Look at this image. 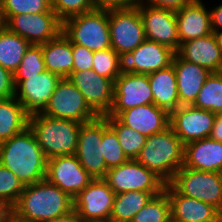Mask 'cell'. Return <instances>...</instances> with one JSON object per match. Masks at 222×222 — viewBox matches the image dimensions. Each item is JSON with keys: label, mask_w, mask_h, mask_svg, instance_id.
<instances>
[{"label": "cell", "mask_w": 222, "mask_h": 222, "mask_svg": "<svg viewBox=\"0 0 222 222\" xmlns=\"http://www.w3.org/2000/svg\"><path fill=\"white\" fill-rule=\"evenodd\" d=\"M0 164L24 186L46 179L47 158L29 127L0 143Z\"/></svg>", "instance_id": "1"}, {"label": "cell", "mask_w": 222, "mask_h": 222, "mask_svg": "<svg viewBox=\"0 0 222 222\" xmlns=\"http://www.w3.org/2000/svg\"><path fill=\"white\" fill-rule=\"evenodd\" d=\"M73 209V198L44 179L24 186L13 214L31 222H49Z\"/></svg>", "instance_id": "2"}, {"label": "cell", "mask_w": 222, "mask_h": 222, "mask_svg": "<svg viewBox=\"0 0 222 222\" xmlns=\"http://www.w3.org/2000/svg\"><path fill=\"white\" fill-rule=\"evenodd\" d=\"M81 124L41 113L30 115L28 120V127L47 159L75 154Z\"/></svg>", "instance_id": "3"}, {"label": "cell", "mask_w": 222, "mask_h": 222, "mask_svg": "<svg viewBox=\"0 0 222 222\" xmlns=\"http://www.w3.org/2000/svg\"><path fill=\"white\" fill-rule=\"evenodd\" d=\"M184 152L185 145L169 126L146 138L136 160L168 183L183 166Z\"/></svg>", "instance_id": "4"}, {"label": "cell", "mask_w": 222, "mask_h": 222, "mask_svg": "<svg viewBox=\"0 0 222 222\" xmlns=\"http://www.w3.org/2000/svg\"><path fill=\"white\" fill-rule=\"evenodd\" d=\"M62 32L72 43L93 52L111 48L109 8H96L64 20Z\"/></svg>", "instance_id": "5"}, {"label": "cell", "mask_w": 222, "mask_h": 222, "mask_svg": "<svg viewBox=\"0 0 222 222\" xmlns=\"http://www.w3.org/2000/svg\"><path fill=\"white\" fill-rule=\"evenodd\" d=\"M168 183L179 194L210 204L222 213V173L182 166Z\"/></svg>", "instance_id": "6"}, {"label": "cell", "mask_w": 222, "mask_h": 222, "mask_svg": "<svg viewBox=\"0 0 222 222\" xmlns=\"http://www.w3.org/2000/svg\"><path fill=\"white\" fill-rule=\"evenodd\" d=\"M115 194L127 191L162 192L166 182L136 159L107 170L103 178Z\"/></svg>", "instance_id": "7"}, {"label": "cell", "mask_w": 222, "mask_h": 222, "mask_svg": "<svg viewBox=\"0 0 222 222\" xmlns=\"http://www.w3.org/2000/svg\"><path fill=\"white\" fill-rule=\"evenodd\" d=\"M111 48L118 54L132 52L146 40L137 6L109 8Z\"/></svg>", "instance_id": "8"}, {"label": "cell", "mask_w": 222, "mask_h": 222, "mask_svg": "<svg viewBox=\"0 0 222 222\" xmlns=\"http://www.w3.org/2000/svg\"><path fill=\"white\" fill-rule=\"evenodd\" d=\"M41 114L80 123L89 122L98 117L89 107L82 93L68 78L60 79Z\"/></svg>", "instance_id": "9"}, {"label": "cell", "mask_w": 222, "mask_h": 222, "mask_svg": "<svg viewBox=\"0 0 222 222\" xmlns=\"http://www.w3.org/2000/svg\"><path fill=\"white\" fill-rule=\"evenodd\" d=\"M2 20L9 31L23 37L30 44H44L62 32V21L52 8L48 12L13 15L2 17Z\"/></svg>", "instance_id": "10"}, {"label": "cell", "mask_w": 222, "mask_h": 222, "mask_svg": "<svg viewBox=\"0 0 222 222\" xmlns=\"http://www.w3.org/2000/svg\"><path fill=\"white\" fill-rule=\"evenodd\" d=\"M175 51L155 41L145 40L132 52L119 54L121 74H151L172 65Z\"/></svg>", "instance_id": "11"}, {"label": "cell", "mask_w": 222, "mask_h": 222, "mask_svg": "<svg viewBox=\"0 0 222 222\" xmlns=\"http://www.w3.org/2000/svg\"><path fill=\"white\" fill-rule=\"evenodd\" d=\"M114 191L103 178L93 179L74 199V210L83 222H109Z\"/></svg>", "instance_id": "12"}, {"label": "cell", "mask_w": 222, "mask_h": 222, "mask_svg": "<svg viewBox=\"0 0 222 222\" xmlns=\"http://www.w3.org/2000/svg\"><path fill=\"white\" fill-rule=\"evenodd\" d=\"M103 116L81 124L75 156L94 178H104L107 166L102 154Z\"/></svg>", "instance_id": "13"}, {"label": "cell", "mask_w": 222, "mask_h": 222, "mask_svg": "<svg viewBox=\"0 0 222 222\" xmlns=\"http://www.w3.org/2000/svg\"><path fill=\"white\" fill-rule=\"evenodd\" d=\"M153 103L148 75L120 74L114 81V102L108 115L117 117L122 111Z\"/></svg>", "instance_id": "14"}, {"label": "cell", "mask_w": 222, "mask_h": 222, "mask_svg": "<svg viewBox=\"0 0 222 222\" xmlns=\"http://www.w3.org/2000/svg\"><path fill=\"white\" fill-rule=\"evenodd\" d=\"M46 179L73 199L94 179L75 155L47 159Z\"/></svg>", "instance_id": "15"}, {"label": "cell", "mask_w": 222, "mask_h": 222, "mask_svg": "<svg viewBox=\"0 0 222 222\" xmlns=\"http://www.w3.org/2000/svg\"><path fill=\"white\" fill-rule=\"evenodd\" d=\"M147 40L165 45L175 52L179 50L175 11L150 6L144 2L137 5Z\"/></svg>", "instance_id": "16"}, {"label": "cell", "mask_w": 222, "mask_h": 222, "mask_svg": "<svg viewBox=\"0 0 222 222\" xmlns=\"http://www.w3.org/2000/svg\"><path fill=\"white\" fill-rule=\"evenodd\" d=\"M68 79L78 88L89 107L98 115H108L114 102V82L93 70L72 72Z\"/></svg>", "instance_id": "17"}, {"label": "cell", "mask_w": 222, "mask_h": 222, "mask_svg": "<svg viewBox=\"0 0 222 222\" xmlns=\"http://www.w3.org/2000/svg\"><path fill=\"white\" fill-rule=\"evenodd\" d=\"M216 114L196 108L192 105H181L170 113V127L181 142H190L210 136Z\"/></svg>", "instance_id": "18"}, {"label": "cell", "mask_w": 222, "mask_h": 222, "mask_svg": "<svg viewBox=\"0 0 222 222\" xmlns=\"http://www.w3.org/2000/svg\"><path fill=\"white\" fill-rule=\"evenodd\" d=\"M61 77L48 70L26 80H14L15 98L29 114L41 113L53 95Z\"/></svg>", "instance_id": "19"}, {"label": "cell", "mask_w": 222, "mask_h": 222, "mask_svg": "<svg viewBox=\"0 0 222 222\" xmlns=\"http://www.w3.org/2000/svg\"><path fill=\"white\" fill-rule=\"evenodd\" d=\"M171 203V222H222L214 206L179 194L169 183L165 189Z\"/></svg>", "instance_id": "20"}, {"label": "cell", "mask_w": 222, "mask_h": 222, "mask_svg": "<svg viewBox=\"0 0 222 222\" xmlns=\"http://www.w3.org/2000/svg\"><path fill=\"white\" fill-rule=\"evenodd\" d=\"M176 53L182 59L205 67L210 72L222 71V40L214 33L180 44Z\"/></svg>", "instance_id": "21"}, {"label": "cell", "mask_w": 222, "mask_h": 222, "mask_svg": "<svg viewBox=\"0 0 222 222\" xmlns=\"http://www.w3.org/2000/svg\"><path fill=\"white\" fill-rule=\"evenodd\" d=\"M117 118L125 126L146 137L160 133L170 126V114L153 103L122 111Z\"/></svg>", "instance_id": "22"}, {"label": "cell", "mask_w": 222, "mask_h": 222, "mask_svg": "<svg viewBox=\"0 0 222 222\" xmlns=\"http://www.w3.org/2000/svg\"><path fill=\"white\" fill-rule=\"evenodd\" d=\"M180 44L212 34L210 12L202 0H196L175 11Z\"/></svg>", "instance_id": "23"}, {"label": "cell", "mask_w": 222, "mask_h": 222, "mask_svg": "<svg viewBox=\"0 0 222 222\" xmlns=\"http://www.w3.org/2000/svg\"><path fill=\"white\" fill-rule=\"evenodd\" d=\"M172 65L176 72L180 105H192L204 82L212 73L202 66L188 62L175 53Z\"/></svg>", "instance_id": "24"}, {"label": "cell", "mask_w": 222, "mask_h": 222, "mask_svg": "<svg viewBox=\"0 0 222 222\" xmlns=\"http://www.w3.org/2000/svg\"><path fill=\"white\" fill-rule=\"evenodd\" d=\"M183 167L222 173V142L206 137L186 144Z\"/></svg>", "instance_id": "25"}, {"label": "cell", "mask_w": 222, "mask_h": 222, "mask_svg": "<svg viewBox=\"0 0 222 222\" xmlns=\"http://www.w3.org/2000/svg\"><path fill=\"white\" fill-rule=\"evenodd\" d=\"M45 68L61 78H68L73 72L74 57L72 42L61 32L54 39L42 44Z\"/></svg>", "instance_id": "26"}, {"label": "cell", "mask_w": 222, "mask_h": 222, "mask_svg": "<svg viewBox=\"0 0 222 222\" xmlns=\"http://www.w3.org/2000/svg\"><path fill=\"white\" fill-rule=\"evenodd\" d=\"M148 79L152 89L154 105L166 110L169 114L181 106L173 65L148 74Z\"/></svg>", "instance_id": "27"}, {"label": "cell", "mask_w": 222, "mask_h": 222, "mask_svg": "<svg viewBox=\"0 0 222 222\" xmlns=\"http://www.w3.org/2000/svg\"><path fill=\"white\" fill-rule=\"evenodd\" d=\"M29 116L15 97L0 99V143L25 130Z\"/></svg>", "instance_id": "28"}, {"label": "cell", "mask_w": 222, "mask_h": 222, "mask_svg": "<svg viewBox=\"0 0 222 222\" xmlns=\"http://www.w3.org/2000/svg\"><path fill=\"white\" fill-rule=\"evenodd\" d=\"M159 193L132 190L116 194L109 222H131L135 214Z\"/></svg>", "instance_id": "29"}, {"label": "cell", "mask_w": 222, "mask_h": 222, "mask_svg": "<svg viewBox=\"0 0 222 222\" xmlns=\"http://www.w3.org/2000/svg\"><path fill=\"white\" fill-rule=\"evenodd\" d=\"M30 45L3 25L0 28V65L14 74Z\"/></svg>", "instance_id": "30"}, {"label": "cell", "mask_w": 222, "mask_h": 222, "mask_svg": "<svg viewBox=\"0 0 222 222\" xmlns=\"http://www.w3.org/2000/svg\"><path fill=\"white\" fill-rule=\"evenodd\" d=\"M192 106L215 114L222 113V71L208 76Z\"/></svg>", "instance_id": "31"}, {"label": "cell", "mask_w": 222, "mask_h": 222, "mask_svg": "<svg viewBox=\"0 0 222 222\" xmlns=\"http://www.w3.org/2000/svg\"><path fill=\"white\" fill-rule=\"evenodd\" d=\"M109 126L117 134L121 148L129 159H136L146 142V136L125 126L117 117H106Z\"/></svg>", "instance_id": "32"}, {"label": "cell", "mask_w": 222, "mask_h": 222, "mask_svg": "<svg viewBox=\"0 0 222 222\" xmlns=\"http://www.w3.org/2000/svg\"><path fill=\"white\" fill-rule=\"evenodd\" d=\"M131 222H171V203L167 192L153 196L151 200L135 214Z\"/></svg>", "instance_id": "33"}, {"label": "cell", "mask_w": 222, "mask_h": 222, "mask_svg": "<svg viewBox=\"0 0 222 222\" xmlns=\"http://www.w3.org/2000/svg\"><path fill=\"white\" fill-rule=\"evenodd\" d=\"M101 143L102 154L104 156L107 169L122 165L129 160L121 148L117 134L109 126L105 116H103V137Z\"/></svg>", "instance_id": "34"}, {"label": "cell", "mask_w": 222, "mask_h": 222, "mask_svg": "<svg viewBox=\"0 0 222 222\" xmlns=\"http://www.w3.org/2000/svg\"><path fill=\"white\" fill-rule=\"evenodd\" d=\"M44 71H46V68L43 58L42 44H31L26 50L25 55L13 76L14 80H26L28 77L36 76Z\"/></svg>", "instance_id": "35"}, {"label": "cell", "mask_w": 222, "mask_h": 222, "mask_svg": "<svg viewBox=\"0 0 222 222\" xmlns=\"http://www.w3.org/2000/svg\"><path fill=\"white\" fill-rule=\"evenodd\" d=\"M1 17L48 12L51 0H0Z\"/></svg>", "instance_id": "36"}, {"label": "cell", "mask_w": 222, "mask_h": 222, "mask_svg": "<svg viewBox=\"0 0 222 222\" xmlns=\"http://www.w3.org/2000/svg\"><path fill=\"white\" fill-rule=\"evenodd\" d=\"M92 70L99 76L111 79L114 82L121 74L119 54L113 48L94 51Z\"/></svg>", "instance_id": "37"}, {"label": "cell", "mask_w": 222, "mask_h": 222, "mask_svg": "<svg viewBox=\"0 0 222 222\" xmlns=\"http://www.w3.org/2000/svg\"><path fill=\"white\" fill-rule=\"evenodd\" d=\"M51 6L62 22L97 8L95 0H51Z\"/></svg>", "instance_id": "38"}, {"label": "cell", "mask_w": 222, "mask_h": 222, "mask_svg": "<svg viewBox=\"0 0 222 222\" xmlns=\"http://www.w3.org/2000/svg\"><path fill=\"white\" fill-rule=\"evenodd\" d=\"M23 189L24 184L18 177L0 164V198L14 206Z\"/></svg>", "instance_id": "39"}, {"label": "cell", "mask_w": 222, "mask_h": 222, "mask_svg": "<svg viewBox=\"0 0 222 222\" xmlns=\"http://www.w3.org/2000/svg\"><path fill=\"white\" fill-rule=\"evenodd\" d=\"M74 57L73 72L92 70L94 52L88 48L72 43Z\"/></svg>", "instance_id": "40"}, {"label": "cell", "mask_w": 222, "mask_h": 222, "mask_svg": "<svg viewBox=\"0 0 222 222\" xmlns=\"http://www.w3.org/2000/svg\"><path fill=\"white\" fill-rule=\"evenodd\" d=\"M15 97L13 73L0 65V99Z\"/></svg>", "instance_id": "41"}, {"label": "cell", "mask_w": 222, "mask_h": 222, "mask_svg": "<svg viewBox=\"0 0 222 222\" xmlns=\"http://www.w3.org/2000/svg\"><path fill=\"white\" fill-rule=\"evenodd\" d=\"M141 1L153 7L178 11L185 5H188L196 0H141Z\"/></svg>", "instance_id": "42"}, {"label": "cell", "mask_w": 222, "mask_h": 222, "mask_svg": "<svg viewBox=\"0 0 222 222\" xmlns=\"http://www.w3.org/2000/svg\"><path fill=\"white\" fill-rule=\"evenodd\" d=\"M141 0H95L97 8H121L137 6Z\"/></svg>", "instance_id": "43"}, {"label": "cell", "mask_w": 222, "mask_h": 222, "mask_svg": "<svg viewBox=\"0 0 222 222\" xmlns=\"http://www.w3.org/2000/svg\"><path fill=\"white\" fill-rule=\"evenodd\" d=\"M212 32L222 37V4L209 10Z\"/></svg>", "instance_id": "44"}, {"label": "cell", "mask_w": 222, "mask_h": 222, "mask_svg": "<svg viewBox=\"0 0 222 222\" xmlns=\"http://www.w3.org/2000/svg\"><path fill=\"white\" fill-rule=\"evenodd\" d=\"M210 138L222 142V113H217L210 133Z\"/></svg>", "instance_id": "45"}, {"label": "cell", "mask_w": 222, "mask_h": 222, "mask_svg": "<svg viewBox=\"0 0 222 222\" xmlns=\"http://www.w3.org/2000/svg\"><path fill=\"white\" fill-rule=\"evenodd\" d=\"M13 214V206L6 200L0 198V220H10Z\"/></svg>", "instance_id": "46"}, {"label": "cell", "mask_w": 222, "mask_h": 222, "mask_svg": "<svg viewBox=\"0 0 222 222\" xmlns=\"http://www.w3.org/2000/svg\"><path fill=\"white\" fill-rule=\"evenodd\" d=\"M49 222H83L78 213L73 209L69 213L59 216Z\"/></svg>", "instance_id": "47"}, {"label": "cell", "mask_w": 222, "mask_h": 222, "mask_svg": "<svg viewBox=\"0 0 222 222\" xmlns=\"http://www.w3.org/2000/svg\"><path fill=\"white\" fill-rule=\"evenodd\" d=\"M9 222H31V221L23 220L17 217L16 215L12 214Z\"/></svg>", "instance_id": "48"}, {"label": "cell", "mask_w": 222, "mask_h": 222, "mask_svg": "<svg viewBox=\"0 0 222 222\" xmlns=\"http://www.w3.org/2000/svg\"><path fill=\"white\" fill-rule=\"evenodd\" d=\"M3 26V20H2V17H1V8H0V28Z\"/></svg>", "instance_id": "49"}, {"label": "cell", "mask_w": 222, "mask_h": 222, "mask_svg": "<svg viewBox=\"0 0 222 222\" xmlns=\"http://www.w3.org/2000/svg\"><path fill=\"white\" fill-rule=\"evenodd\" d=\"M10 220H0V222H9Z\"/></svg>", "instance_id": "50"}]
</instances>
